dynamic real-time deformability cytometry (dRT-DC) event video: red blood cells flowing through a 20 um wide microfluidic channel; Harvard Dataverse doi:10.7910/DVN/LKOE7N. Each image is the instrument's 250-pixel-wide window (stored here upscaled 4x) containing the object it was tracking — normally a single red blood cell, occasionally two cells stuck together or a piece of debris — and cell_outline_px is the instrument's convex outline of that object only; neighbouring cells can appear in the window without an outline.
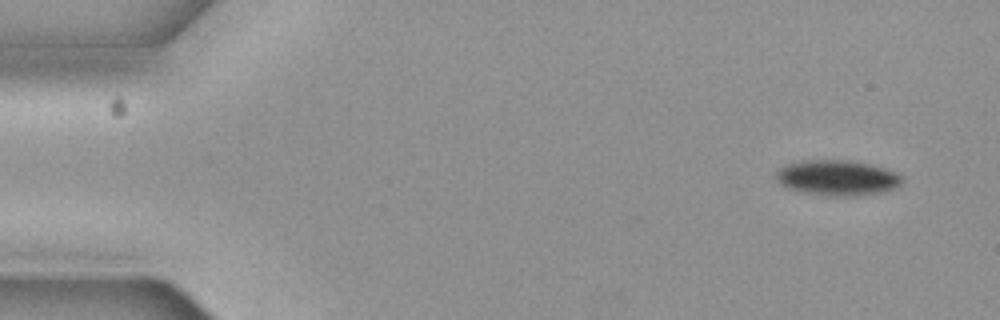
{"species": "common noctule bat (a hibernating species)", "species_latin": "Nyctalus noctula", "temperature_condition": "cold", "stored_images_in_passage": 5, "camera_frame_rate_fps": 3000, "um_per_image_px": 0.085, "animal": {"sex": "female", "body_mass_g": 19.3, "forearm_length_mm": 54.1}, "frame": {"image": 1, "passage_image": 1, "time_ms": 0.0, "image_size_px": [1000, 320], "cell_outline_px": [[900, 184], [892, 188], [876, 192], [852, 196], [836, 196], [804, 192], [788, 188], [776, 176], [776, 172], [784, 164], [804, 160], [852, 160], [872, 164], [888, 168], [896, 172], [900, 176]], "centroid_in_image_um": [71.16, 15.08], "position_along_channel_um": 13.8, "area_um2": 25.55}}
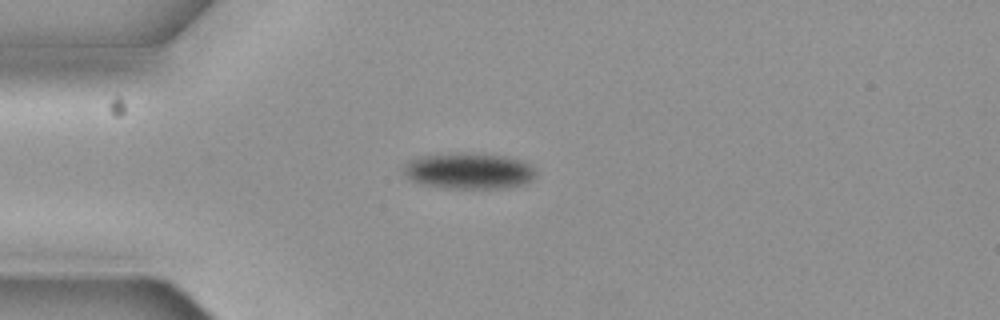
{"frame": {"image": 2, "passage_image": 4, "time_ms": 1.0, "image_size_px": [1000, 320], "cell_outline_px": [[536, 176], [532, 180], [524, 184], [508, 188], [448, 188], [420, 184], [408, 180], [404, 176], [400, 168], [408, 160], [424, 156], [500, 156], [520, 160], [536, 168]], "centroid_in_image_um": [39.82, 14.6], "position_along_channel_um": 45.2, "area_um2": 26.99}}